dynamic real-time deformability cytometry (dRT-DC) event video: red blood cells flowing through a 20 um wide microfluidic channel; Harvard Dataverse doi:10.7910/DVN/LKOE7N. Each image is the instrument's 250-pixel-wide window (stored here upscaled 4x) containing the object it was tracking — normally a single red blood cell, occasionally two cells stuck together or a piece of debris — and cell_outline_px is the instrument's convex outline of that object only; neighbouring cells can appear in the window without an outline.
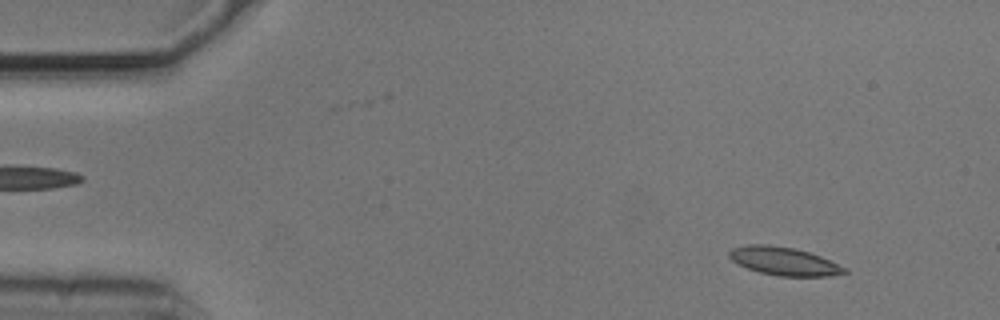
{"species": "common noctule bat (a hibernating species)", "species_latin": "Nyctalus noctula", "temperature_condition": "cold", "stored_images_in_passage": 54, "camera_frame_rate_fps": 3000, "um_per_image_px": 0.085, "animal": {"sex": "male", "body_mass_g": 20.5, "forearm_length_mm": 52.5}, "frame": {"image": 1, "passage_image": 5, "time_ms": 1.333, "image_size_px": [1000, 320], "cell_outline_px": [[848, 272], [828, 276], [780, 276], [760, 272], [748, 268], [732, 260], [728, 256], [728, 252], [732, 248], [748, 244], [768, 244], [792, 248], [808, 252], [820, 256], [848, 268]], "centroid_in_image_um": [66.64, 22.2], "position_along_channel_um": 18.4, "area_um2": 18.79}}
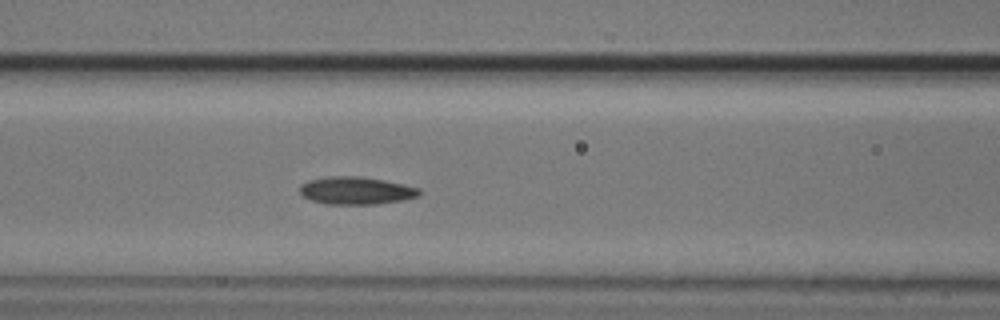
{"frame": {"image": 2, "passage_image": 22, "time_ms": 7.0, "image_size_px": [1000, 320], "cell_outline_px": [[424, 192], [420, 196], [404, 200], [376, 204], [324, 204], [312, 200], [304, 196], [300, 192], [300, 184], [308, 180], [328, 176], [360, 176], [384, 180], [404, 184], [420, 188]], "centroid_in_image_um": [30.32, 16.2], "position_along_channel_um": 136.3, "area_um2": 19.48}}
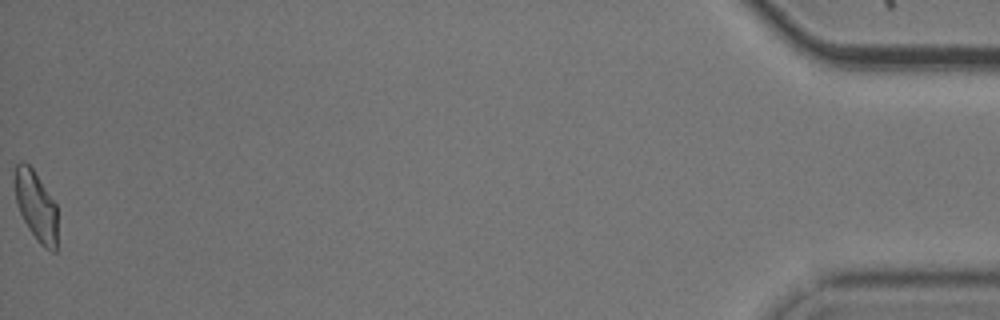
{"frame": {"image": 3, "passage_image": 54, "time_ms": 17.667, "image_size_px": [1000, 320], "cell_outline_px": [[56, 252], [52, 252], [44, 248], [36, 240], [28, 228], [16, 204], [16, 164], [20, 160], [24, 160], [32, 168], [56, 204]], "centroid_in_image_um": [3.07, 17.53], "position_along_channel_um": 432.1, "area_um2": 17.05}, "authors_computed_cell_mechanics": {"area_um2": 18.6694, "velocity_mm_per_s": 3.7062, "shape_relaxation_time_tau1_ms": 3.6468, "shape_relaxation_time_tau2_ms": 3.1401, "deformation_change_tau1": 0.124, "deformation_change_tau2": 0.0637}}